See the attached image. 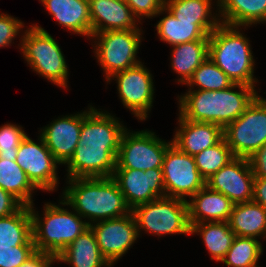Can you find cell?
<instances>
[{
    "label": "cell",
    "instance_id": "14",
    "mask_svg": "<svg viewBox=\"0 0 266 267\" xmlns=\"http://www.w3.org/2000/svg\"><path fill=\"white\" fill-rule=\"evenodd\" d=\"M90 227L102 255L111 266L126 255L140 237L132 212L122 217L96 222Z\"/></svg>",
    "mask_w": 266,
    "mask_h": 267
},
{
    "label": "cell",
    "instance_id": "10",
    "mask_svg": "<svg viewBox=\"0 0 266 267\" xmlns=\"http://www.w3.org/2000/svg\"><path fill=\"white\" fill-rule=\"evenodd\" d=\"M149 130L131 131L126 129L120 141L115 169L162 168L166 150L173 144L159 138Z\"/></svg>",
    "mask_w": 266,
    "mask_h": 267
},
{
    "label": "cell",
    "instance_id": "29",
    "mask_svg": "<svg viewBox=\"0 0 266 267\" xmlns=\"http://www.w3.org/2000/svg\"><path fill=\"white\" fill-rule=\"evenodd\" d=\"M35 245L32 238V218L29 206L0 218V246Z\"/></svg>",
    "mask_w": 266,
    "mask_h": 267
},
{
    "label": "cell",
    "instance_id": "30",
    "mask_svg": "<svg viewBox=\"0 0 266 267\" xmlns=\"http://www.w3.org/2000/svg\"><path fill=\"white\" fill-rule=\"evenodd\" d=\"M0 187L27 206L33 204L32 194L38 190L16 161L7 159H0Z\"/></svg>",
    "mask_w": 266,
    "mask_h": 267
},
{
    "label": "cell",
    "instance_id": "20",
    "mask_svg": "<svg viewBox=\"0 0 266 267\" xmlns=\"http://www.w3.org/2000/svg\"><path fill=\"white\" fill-rule=\"evenodd\" d=\"M189 223L228 222L234 203L206 185L187 200Z\"/></svg>",
    "mask_w": 266,
    "mask_h": 267
},
{
    "label": "cell",
    "instance_id": "3",
    "mask_svg": "<svg viewBox=\"0 0 266 267\" xmlns=\"http://www.w3.org/2000/svg\"><path fill=\"white\" fill-rule=\"evenodd\" d=\"M258 95L255 87L235 83L216 91L188 89L178 96L179 114L184 119L214 123L224 129L236 120Z\"/></svg>",
    "mask_w": 266,
    "mask_h": 267
},
{
    "label": "cell",
    "instance_id": "11",
    "mask_svg": "<svg viewBox=\"0 0 266 267\" xmlns=\"http://www.w3.org/2000/svg\"><path fill=\"white\" fill-rule=\"evenodd\" d=\"M114 78L123 106L140 121H145L152 109L155 93L150 70L140 62L124 71L117 72L110 77L107 83Z\"/></svg>",
    "mask_w": 266,
    "mask_h": 267
},
{
    "label": "cell",
    "instance_id": "39",
    "mask_svg": "<svg viewBox=\"0 0 266 267\" xmlns=\"http://www.w3.org/2000/svg\"><path fill=\"white\" fill-rule=\"evenodd\" d=\"M255 178H266V143L249 159Z\"/></svg>",
    "mask_w": 266,
    "mask_h": 267
},
{
    "label": "cell",
    "instance_id": "24",
    "mask_svg": "<svg viewBox=\"0 0 266 267\" xmlns=\"http://www.w3.org/2000/svg\"><path fill=\"white\" fill-rule=\"evenodd\" d=\"M72 267H112L102 255L89 226L56 258Z\"/></svg>",
    "mask_w": 266,
    "mask_h": 267
},
{
    "label": "cell",
    "instance_id": "21",
    "mask_svg": "<svg viewBox=\"0 0 266 267\" xmlns=\"http://www.w3.org/2000/svg\"><path fill=\"white\" fill-rule=\"evenodd\" d=\"M60 26L78 35H92L88 0H39Z\"/></svg>",
    "mask_w": 266,
    "mask_h": 267
},
{
    "label": "cell",
    "instance_id": "4",
    "mask_svg": "<svg viewBox=\"0 0 266 267\" xmlns=\"http://www.w3.org/2000/svg\"><path fill=\"white\" fill-rule=\"evenodd\" d=\"M241 30V26L221 23L209 35L208 56L233 83L256 87L253 51L250 40Z\"/></svg>",
    "mask_w": 266,
    "mask_h": 267
},
{
    "label": "cell",
    "instance_id": "5",
    "mask_svg": "<svg viewBox=\"0 0 266 267\" xmlns=\"http://www.w3.org/2000/svg\"><path fill=\"white\" fill-rule=\"evenodd\" d=\"M34 208V203L29 206L35 249L55 259L89 227L86 219L63 206L47 202L41 215L43 217Z\"/></svg>",
    "mask_w": 266,
    "mask_h": 267
},
{
    "label": "cell",
    "instance_id": "15",
    "mask_svg": "<svg viewBox=\"0 0 266 267\" xmlns=\"http://www.w3.org/2000/svg\"><path fill=\"white\" fill-rule=\"evenodd\" d=\"M112 178L131 210L141 204L166 197L162 168L115 169Z\"/></svg>",
    "mask_w": 266,
    "mask_h": 267
},
{
    "label": "cell",
    "instance_id": "25",
    "mask_svg": "<svg viewBox=\"0 0 266 267\" xmlns=\"http://www.w3.org/2000/svg\"><path fill=\"white\" fill-rule=\"evenodd\" d=\"M228 223L235 236L266 238V209L253 200L234 204Z\"/></svg>",
    "mask_w": 266,
    "mask_h": 267
},
{
    "label": "cell",
    "instance_id": "34",
    "mask_svg": "<svg viewBox=\"0 0 266 267\" xmlns=\"http://www.w3.org/2000/svg\"><path fill=\"white\" fill-rule=\"evenodd\" d=\"M22 128L12 123L0 127V159L16 161L19 145L27 136Z\"/></svg>",
    "mask_w": 266,
    "mask_h": 267
},
{
    "label": "cell",
    "instance_id": "37",
    "mask_svg": "<svg viewBox=\"0 0 266 267\" xmlns=\"http://www.w3.org/2000/svg\"><path fill=\"white\" fill-rule=\"evenodd\" d=\"M141 24L142 19L155 17L164 8L165 0H125Z\"/></svg>",
    "mask_w": 266,
    "mask_h": 267
},
{
    "label": "cell",
    "instance_id": "41",
    "mask_svg": "<svg viewBox=\"0 0 266 267\" xmlns=\"http://www.w3.org/2000/svg\"><path fill=\"white\" fill-rule=\"evenodd\" d=\"M253 201L266 209V178H255Z\"/></svg>",
    "mask_w": 266,
    "mask_h": 267
},
{
    "label": "cell",
    "instance_id": "17",
    "mask_svg": "<svg viewBox=\"0 0 266 267\" xmlns=\"http://www.w3.org/2000/svg\"><path fill=\"white\" fill-rule=\"evenodd\" d=\"M82 112L54 119L40 129V136L51 154L60 164H66L75 152L80 140Z\"/></svg>",
    "mask_w": 266,
    "mask_h": 267
},
{
    "label": "cell",
    "instance_id": "8",
    "mask_svg": "<svg viewBox=\"0 0 266 267\" xmlns=\"http://www.w3.org/2000/svg\"><path fill=\"white\" fill-rule=\"evenodd\" d=\"M140 29L103 31L91 35L94 42V54L97 63L105 73L106 82L117 72L139 64L137 56L142 33ZM97 40V41H96Z\"/></svg>",
    "mask_w": 266,
    "mask_h": 267
},
{
    "label": "cell",
    "instance_id": "40",
    "mask_svg": "<svg viewBox=\"0 0 266 267\" xmlns=\"http://www.w3.org/2000/svg\"><path fill=\"white\" fill-rule=\"evenodd\" d=\"M55 262H57V260L53 256L36 251L19 267H52V264Z\"/></svg>",
    "mask_w": 266,
    "mask_h": 267
},
{
    "label": "cell",
    "instance_id": "38",
    "mask_svg": "<svg viewBox=\"0 0 266 267\" xmlns=\"http://www.w3.org/2000/svg\"><path fill=\"white\" fill-rule=\"evenodd\" d=\"M22 206L17 198L0 187V218L16 213Z\"/></svg>",
    "mask_w": 266,
    "mask_h": 267
},
{
    "label": "cell",
    "instance_id": "31",
    "mask_svg": "<svg viewBox=\"0 0 266 267\" xmlns=\"http://www.w3.org/2000/svg\"><path fill=\"white\" fill-rule=\"evenodd\" d=\"M263 249L262 243L256 238L235 236L221 262L228 267H260L258 261Z\"/></svg>",
    "mask_w": 266,
    "mask_h": 267
},
{
    "label": "cell",
    "instance_id": "9",
    "mask_svg": "<svg viewBox=\"0 0 266 267\" xmlns=\"http://www.w3.org/2000/svg\"><path fill=\"white\" fill-rule=\"evenodd\" d=\"M223 137L235 157L249 159L266 143V99L258 95L223 129Z\"/></svg>",
    "mask_w": 266,
    "mask_h": 267
},
{
    "label": "cell",
    "instance_id": "22",
    "mask_svg": "<svg viewBox=\"0 0 266 267\" xmlns=\"http://www.w3.org/2000/svg\"><path fill=\"white\" fill-rule=\"evenodd\" d=\"M162 14L167 15L160 18L155 29L159 39L170 46L195 40H209V35L213 32L207 24H194L176 19L165 7L156 14V17Z\"/></svg>",
    "mask_w": 266,
    "mask_h": 267
},
{
    "label": "cell",
    "instance_id": "2",
    "mask_svg": "<svg viewBox=\"0 0 266 267\" xmlns=\"http://www.w3.org/2000/svg\"><path fill=\"white\" fill-rule=\"evenodd\" d=\"M60 205L70 206L90 226L99 221L131 213L125 197L112 177L67 179ZM89 219V220H88Z\"/></svg>",
    "mask_w": 266,
    "mask_h": 267
},
{
    "label": "cell",
    "instance_id": "26",
    "mask_svg": "<svg viewBox=\"0 0 266 267\" xmlns=\"http://www.w3.org/2000/svg\"><path fill=\"white\" fill-rule=\"evenodd\" d=\"M171 68L180 78L179 84H186L193 72L208 58L209 40H195L192 42L171 46Z\"/></svg>",
    "mask_w": 266,
    "mask_h": 267
},
{
    "label": "cell",
    "instance_id": "19",
    "mask_svg": "<svg viewBox=\"0 0 266 267\" xmlns=\"http://www.w3.org/2000/svg\"><path fill=\"white\" fill-rule=\"evenodd\" d=\"M178 129L172 143L181 152L195 156L203 150L219 143L223 137V128L214 123L194 122L178 116Z\"/></svg>",
    "mask_w": 266,
    "mask_h": 267
},
{
    "label": "cell",
    "instance_id": "35",
    "mask_svg": "<svg viewBox=\"0 0 266 267\" xmlns=\"http://www.w3.org/2000/svg\"><path fill=\"white\" fill-rule=\"evenodd\" d=\"M35 252V245L0 246V267H19Z\"/></svg>",
    "mask_w": 266,
    "mask_h": 267
},
{
    "label": "cell",
    "instance_id": "7",
    "mask_svg": "<svg viewBox=\"0 0 266 267\" xmlns=\"http://www.w3.org/2000/svg\"><path fill=\"white\" fill-rule=\"evenodd\" d=\"M140 235L141 230L152 235L190 234L187 201L162 197L134 207L131 210Z\"/></svg>",
    "mask_w": 266,
    "mask_h": 267
},
{
    "label": "cell",
    "instance_id": "6",
    "mask_svg": "<svg viewBox=\"0 0 266 267\" xmlns=\"http://www.w3.org/2000/svg\"><path fill=\"white\" fill-rule=\"evenodd\" d=\"M23 32L18 46L31 69L56 86L67 88L68 66L55 39L36 23Z\"/></svg>",
    "mask_w": 266,
    "mask_h": 267
},
{
    "label": "cell",
    "instance_id": "28",
    "mask_svg": "<svg viewBox=\"0 0 266 267\" xmlns=\"http://www.w3.org/2000/svg\"><path fill=\"white\" fill-rule=\"evenodd\" d=\"M213 0H165L164 7L181 21L207 24L215 30L220 24L218 11L212 14ZM215 14V15H214Z\"/></svg>",
    "mask_w": 266,
    "mask_h": 267
},
{
    "label": "cell",
    "instance_id": "36",
    "mask_svg": "<svg viewBox=\"0 0 266 267\" xmlns=\"http://www.w3.org/2000/svg\"><path fill=\"white\" fill-rule=\"evenodd\" d=\"M24 23L5 13L0 14V48L11 46L12 41L23 31Z\"/></svg>",
    "mask_w": 266,
    "mask_h": 267
},
{
    "label": "cell",
    "instance_id": "18",
    "mask_svg": "<svg viewBox=\"0 0 266 267\" xmlns=\"http://www.w3.org/2000/svg\"><path fill=\"white\" fill-rule=\"evenodd\" d=\"M88 2L92 34L139 29V20L125 0H88Z\"/></svg>",
    "mask_w": 266,
    "mask_h": 267
},
{
    "label": "cell",
    "instance_id": "23",
    "mask_svg": "<svg viewBox=\"0 0 266 267\" xmlns=\"http://www.w3.org/2000/svg\"><path fill=\"white\" fill-rule=\"evenodd\" d=\"M222 24L243 29L266 23V0H215Z\"/></svg>",
    "mask_w": 266,
    "mask_h": 267
},
{
    "label": "cell",
    "instance_id": "27",
    "mask_svg": "<svg viewBox=\"0 0 266 267\" xmlns=\"http://www.w3.org/2000/svg\"><path fill=\"white\" fill-rule=\"evenodd\" d=\"M190 234H198L202 237L211 260H216V262H220L225 257L235 238V233L228 222L192 224Z\"/></svg>",
    "mask_w": 266,
    "mask_h": 267
},
{
    "label": "cell",
    "instance_id": "1",
    "mask_svg": "<svg viewBox=\"0 0 266 267\" xmlns=\"http://www.w3.org/2000/svg\"><path fill=\"white\" fill-rule=\"evenodd\" d=\"M90 105L82 111L80 140L67 165V179L112 177L121 137L119 118Z\"/></svg>",
    "mask_w": 266,
    "mask_h": 267
},
{
    "label": "cell",
    "instance_id": "12",
    "mask_svg": "<svg viewBox=\"0 0 266 267\" xmlns=\"http://www.w3.org/2000/svg\"><path fill=\"white\" fill-rule=\"evenodd\" d=\"M162 171L167 197L187 201V197L191 198L205 186L194 156L181 152L173 144L166 150Z\"/></svg>",
    "mask_w": 266,
    "mask_h": 267
},
{
    "label": "cell",
    "instance_id": "33",
    "mask_svg": "<svg viewBox=\"0 0 266 267\" xmlns=\"http://www.w3.org/2000/svg\"><path fill=\"white\" fill-rule=\"evenodd\" d=\"M234 158L224 138L216 145L194 156L197 169L205 181Z\"/></svg>",
    "mask_w": 266,
    "mask_h": 267
},
{
    "label": "cell",
    "instance_id": "13",
    "mask_svg": "<svg viewBox=\"0 0 266 267\" xmlns=\"http://www.w3.org/2000/svg\"><path fill=\"white\" fill-rule=\"evenodd\" d=\"M38 141H33L27 135L19 145L16 163L38 190L52 192L59 186L57 165L60 163L51 154L41 136Z\"/></svg>",
    "mask_w": 266,
    "mask_h": 267
},
{
    "label": "cell",
    "instance_id": "16",
    "mask_svg": "<svg viewBox=\"0 0 266 267\" xmlns=\"http://www.w3.org/2000/svg\"><path fill=\"white\" fill-rule=\"evenodd\" d=\"M254 174L247 158L235 157L205 181V185L234 204L253 200Z\"/></svg>",
    "mask_w": 266,
    "mask_h": 267
},
{
    "label": "cell",
    "instance_id": "32",
    "mask_svg": "<svg viewBox=\"0 0 266 267\" xmlns=\"http://www.w3.org/2000/svg\"><path fill=\"white\" fill-rule=\"evenodd\" d=\"M233 82L228 76L210 59L208 58L193 72L192 77L185 85L188 89L216 91L230 87Z\"/></svg>",
    "mask_w": 266,
    "mask_h": 267
}]
</instances>
